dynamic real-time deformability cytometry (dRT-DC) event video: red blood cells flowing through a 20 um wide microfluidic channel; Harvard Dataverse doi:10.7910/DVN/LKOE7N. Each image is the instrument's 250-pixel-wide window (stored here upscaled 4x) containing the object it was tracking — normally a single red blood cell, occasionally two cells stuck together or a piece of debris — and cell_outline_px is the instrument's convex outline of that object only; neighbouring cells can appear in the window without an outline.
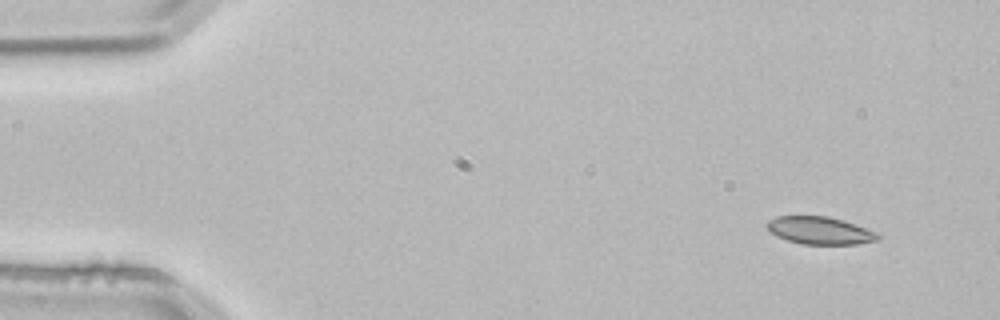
{"species": "common noctule bat (a hibernating species)", "species_latin": "Nyctalus noctula", "temperature_condition": "room temperature", "stored_images_in_passage": 3, "camera_frame_rate_fps": 3000, "um_per_image_px": 0.085, "animal": {"sex": "male", "body_mass_g": 21.5, "forearm_length_mm": 52.0}, "frame": {"image": 1, "passage_image": 1, "time_ms": 0.0, "image_size_px": [1000, 320], "cell_outline_px": [[880, 240], [856, 244], [804, 244], [788, 240], [776, 236], [764, 224], [768, 220], [776, 216], [828, 216], [844, 220], [880, 232]], "centroid_in_image_um": [69.74, 19.58], "position_along_channel_um": 15.3, "area_um2": 18.03}}
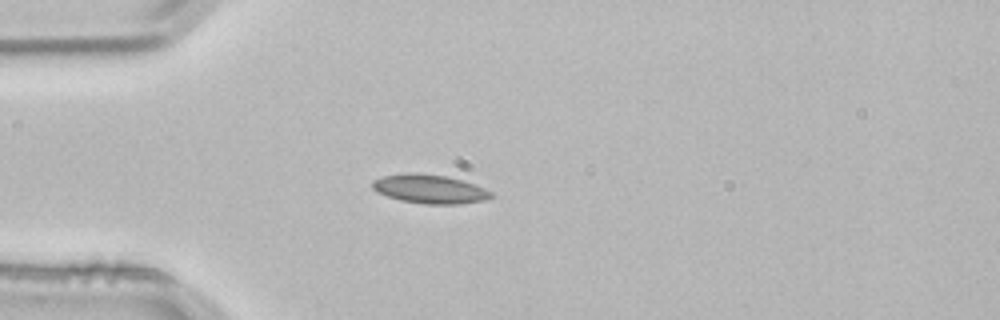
{"frame": {"image": 2, "passage_image": 3, "time_ms": 0.667, "image_size_px": [1000, 320], "cell_outline_px": [[492, 196], [484, 200], [460, 204], [424, 204], [400, 200], [376, 192], [372, 188], [372, 180], [384, 176], [408, 172], [416, 172], [444, 176], [460, 180], [484, 188], [492, 192]], "centroid_in_image_um": [36.48, 16.06], "position_along_channel_um": 48.5, "area_um2": 19.83}}